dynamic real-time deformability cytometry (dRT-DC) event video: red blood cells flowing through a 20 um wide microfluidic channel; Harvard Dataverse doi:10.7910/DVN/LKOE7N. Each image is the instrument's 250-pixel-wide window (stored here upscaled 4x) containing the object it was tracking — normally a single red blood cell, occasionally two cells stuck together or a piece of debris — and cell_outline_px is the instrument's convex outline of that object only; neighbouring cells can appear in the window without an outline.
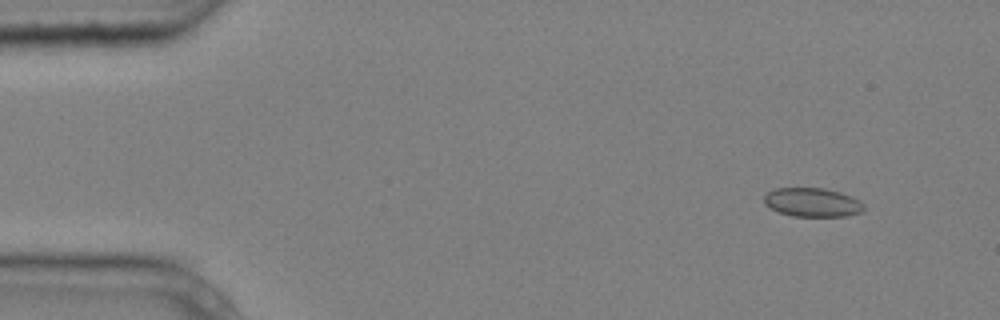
{"species": "common noctule bat (a hibernating species)", "species_latin": "Nyctalus noctula", "temperature_condition": "cold", "stored_images_in_passage": 4, "camera_frame_rate_fps": 3000, "um_per_image_px": 0.085, "animal": {"sex": "male", "body_mass_g": 20.4}, "frame": {"image": 1, "passage_image": 1, "time_ms": 0.0, "image_size_px": [1000, 320], "cell_outline_px": [[864, 212], [844, 216], [792, 216], [780, 212], [764, 204], [764, 196], [768, 192], [776, 188], [824, 188], [840, 192], [852, 196], [860, 200], [864, 204]], "centroid_in_image_um": [69.09, 17.2], "position_along_channel_um": 15.9, "area_um2": 16.82}}
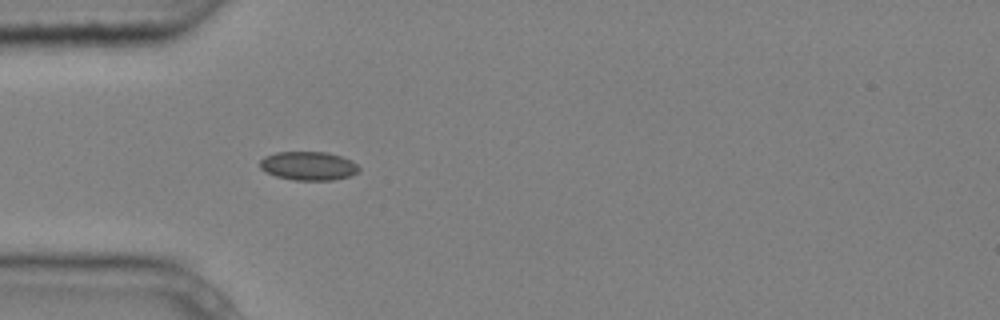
{"frame": {"image": 2, "passage_image": 4, "time_ms": 1.0, "image_size_px": [1000, 320], "cell_outline_px": [[360, 172], [348, 176], [332, 180], [292, 180], [276, 176], [264, 172], [260, 168], [260, 160], [264, 156], [276, 152], [324, 152], [340, 156], [352, 160], [360, 168]], "centroid_in_image_um": [26.19, 14.1], "position_along_channel_um": 58.8, "area_um2": 16.65}}